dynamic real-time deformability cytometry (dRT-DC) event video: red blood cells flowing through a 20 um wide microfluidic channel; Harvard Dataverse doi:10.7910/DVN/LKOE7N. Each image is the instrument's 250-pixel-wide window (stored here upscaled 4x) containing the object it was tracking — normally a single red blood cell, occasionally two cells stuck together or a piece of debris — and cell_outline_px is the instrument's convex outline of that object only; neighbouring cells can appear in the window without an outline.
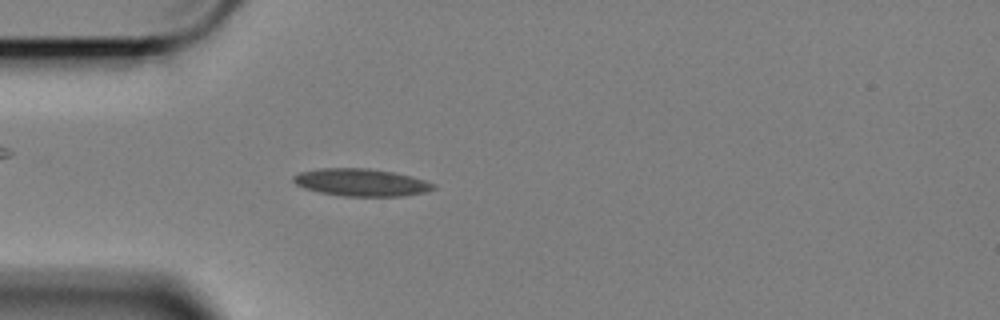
{"species": "Egyptian fruit bat (a non-hibernating species)", "species_latin": "Rousettus aegyptiacus", "temperature_condition": "cold", "stored_images_in_passage": 42, "camera_frame_rate_fps": 3000, "um_per_image_px": 0.085, "animal": {"sex": "female"}, "frame": {"image": 1, "passage_image": 4, "time_ms": 1.0, "image_size_px": [1000, 320], "cell_outline_px": [[436, 188], [424, 192], [404, 196], [344, 196], [320, 192], [304, 188], [296, 184], [292, 180], [292, 176], [300, 172], [316, 168], [368, 168], [392, 172], [424, 180], [436, 184]], "centroid_in_image_um": [30.67, 15.5], "position_along_channel_um": 54.3, "area_um2": 22.31}}
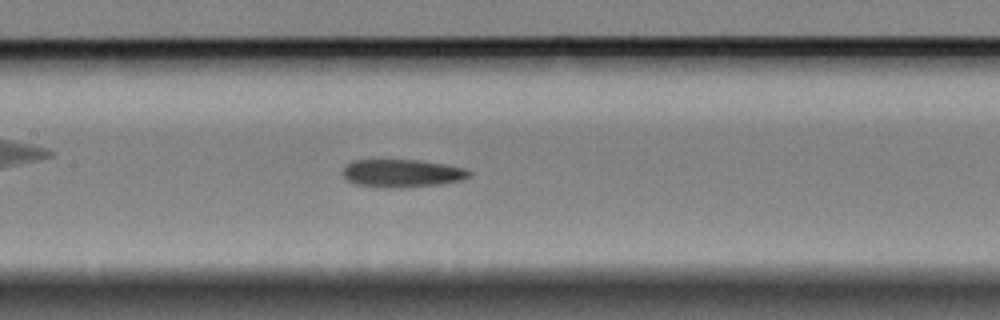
{"frame": {"image": 2, "passage_image": 15, "time_ms": 4.667, "image_size_px": [1000, 320], "cell_outline_px": [[472, 176], [464, 180], [436, 184], [388, 188], [352, 184], [344, 176], [344, 164], [352, 160], [420, 160], [468, 168], [472, 172]], "centroid_in_image_um": [34.2, 14.71], "position_along_channel_um": 173.2, "area_um2": 20.63}}
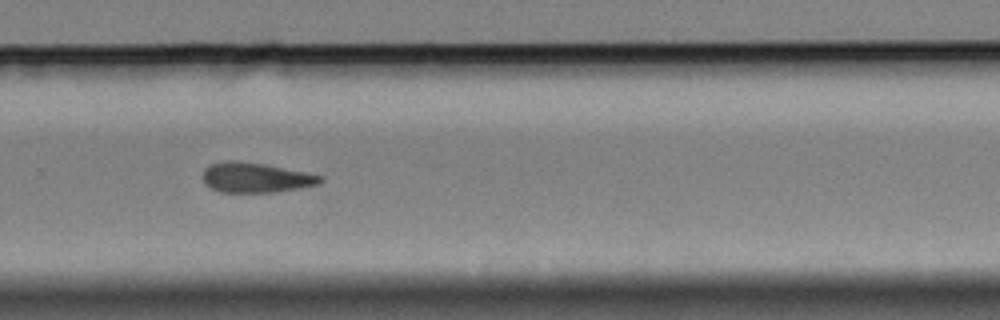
{"frame": {"image": 3, "passage_image": 27, "time_ms": 8.667, "image_size_px": [1000, 320], "cell_outline_px": [[324, 180], [320, 184], [300, 188], [276, 192], [220, 192], [204, 184], [204, 168], [208, 164], [228, 160], [236, 160], [264, 164], [324, 176]], "centroid_in_image_um": [21.74, 15.09], "position_along_channel_um": 308.1, "area_um2": 20.58}, "authors_computed_cell_mechanics": {"area_um2": 20.6057, "velocity_mm_per_s": 3.3814, "shape_relaxation_time_tau1_ms": null, "shape_relaxation_time_tau2_ms": 3.7882, "deformation_change_tau1": null, "deformation_change_tau2": 0.1074}}